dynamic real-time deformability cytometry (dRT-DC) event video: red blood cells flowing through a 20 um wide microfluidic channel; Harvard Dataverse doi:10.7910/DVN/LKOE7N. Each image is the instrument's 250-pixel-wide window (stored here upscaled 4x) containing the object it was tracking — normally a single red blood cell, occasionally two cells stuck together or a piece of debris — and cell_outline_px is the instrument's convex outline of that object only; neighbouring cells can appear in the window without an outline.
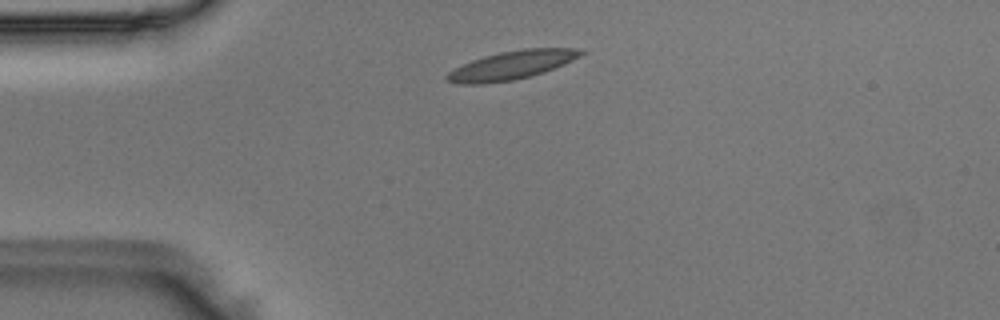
{"species": "Egyptian fruit bat (a non-hibernating species)", "species_latin": "Rousettus aegyptiacus", "temperature_condition": "room temperature", "stored_images_in_passage": 40, "camera_frame_rate_fps": 3000, "um_per_image_px": 0.085, "animal": {"sex": "male"}, "frame": {"image": 1, "passage_image": 1, "time_ms": 0.0, "image_size_px": [1000, 320], "cell_outline_px": [[588, 52], [564, 64], [544, 72], [516, 80], [484, 84], [460, 84], [444, 80], [444, 76], [448, 72], [472, 60], [484, 56], [500, 52], [524, 48], [584, 48]], "centroid_in_image_um": [43.52, 5.54], "position_along_channel_um": 41.5, "area_um2": 22.48}}
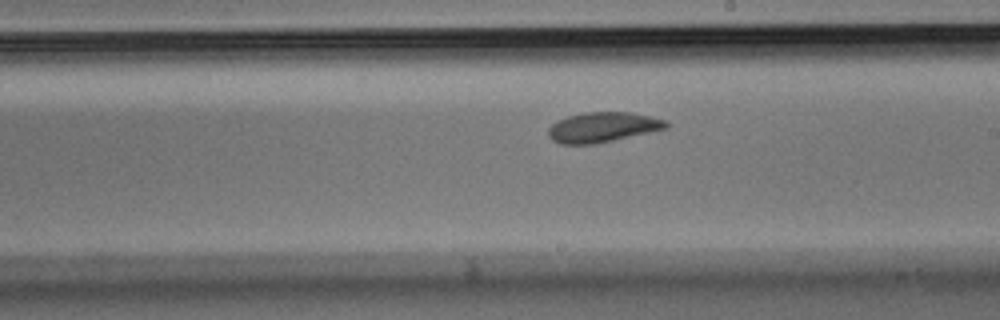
{"frame": {"image": 2, "passage_image": 18, "time_ms": 5.667, "image_size_px": [1000, 320], "cell_outline_px": [[668, 128], [612, 140], [592, 144], [560, 144], [552, 140], [548, 136], [548, 128], [556, 120], [568, 116], [584, 112], [632, 112], [664, 120], [668, 124]], "centroid_in_image_um": [51.17, 10.81], "position_along_channel_um": 237.8, "area_um2": 20.46}}
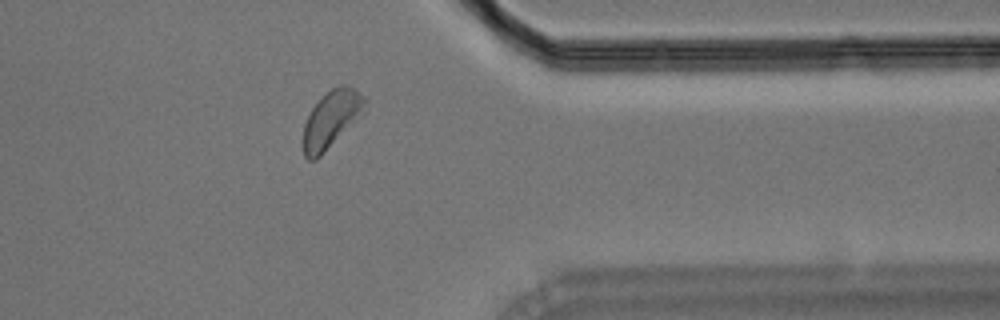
{"frame": {"image": 3, "passage_image": 30, "time_ms": 9.667, "image_size_px": [1000, 320], "cell_outline_px": [[368, 100], [364, 116], [316, 160], [308, 160], [304, 156], [300, 140], [304, 124], [312, 108], [332, 88], [340, 84], [348, 84], [356, 88]], "centroid_in_image_um": [28.2, 10.16], "position_along_channel_um": 383.2, "area_um2": 21.44}}